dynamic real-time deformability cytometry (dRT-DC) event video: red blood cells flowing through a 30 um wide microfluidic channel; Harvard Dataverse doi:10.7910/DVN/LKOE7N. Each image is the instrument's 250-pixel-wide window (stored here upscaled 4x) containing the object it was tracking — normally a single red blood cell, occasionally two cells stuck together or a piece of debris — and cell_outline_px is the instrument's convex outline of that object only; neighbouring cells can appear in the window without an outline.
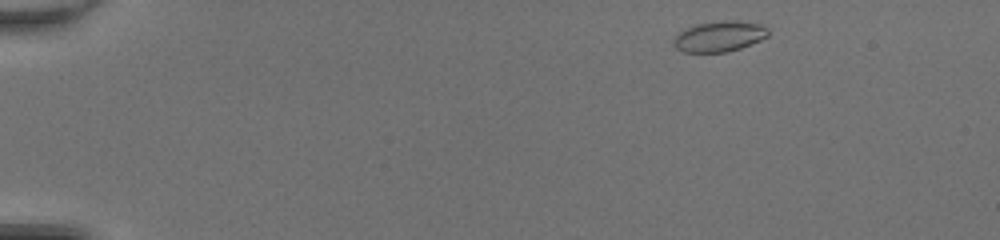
{"species": "common noctule bat (a hibernating species)", "species_latin": "Nyctalus noctula", "temperature_condition": "room temperature", "stored_images_in_passage": 43, "camera_frame_rate_fps": 3000, "um_per_image_px": 0.085, "animal": {"sex": "female", "body_mass_g": 20.0, "forearm_length_mm": 54.0}, "frame": {"image": 1, "passage_image": 1, "time_ms": 0.0, "image_size_px": [1000, 240], "cell_outline_px": [[768, 36], [760, 40], [740, 48], [728, 52], [684, 52], [676, 48], [672, 44], [672, 40], [680, 32], [696, 24], [720, 20], [740, 20], [760, 24], [768, 28]], "centroid_in_image_um": [61.15, 3.08], "position_along_channel_um": 23.9, "area_um2": 16.94}}
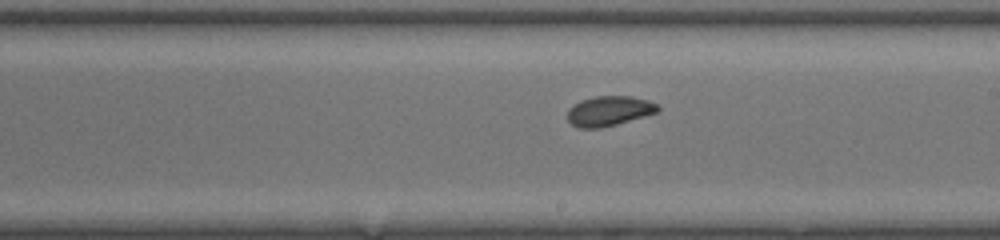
{"frame": {"image": 2, "passage_image": 24, "time_ms": 7.667, "image_size_px": [1000, 240], "cell_outline_px": [[660, 108], [656, 112], [616, 124], [600, 128], [576, 128], [568, 120], [568, 108], [580, 100], [596, 96], [632, 96], [648, 100], [656, 104]], "centroid_in_image_um": [51.73, 9.42], "position_along_channel_um": 237.3, "area_um2": 15.61}}
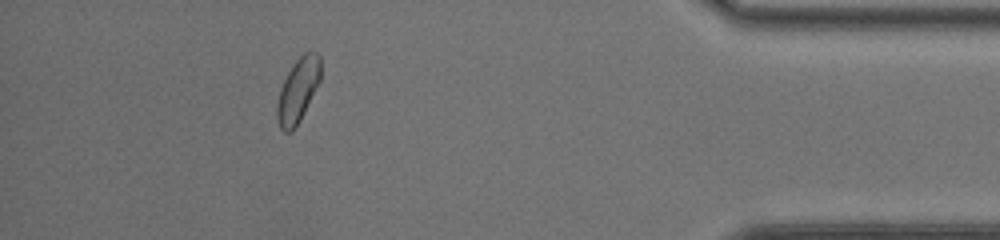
{"frame": {"image": 3, "passage_image": 39, "time_ms": 12.667, "image_size_px": [1000, 240], "cell_outline_px": [[320, 80], [300, 120], [292, 132], [284, 132], [280, 128], [276, 116], [276, 104], [280, 88], [288, 72], [296, 60], [308, 48], [312, 48], [320, 56]], "centroid_in_image_um": [25.32, 7.64], "position_along_channel_um": 409.9, "area_um2": 16.36}, "authors_computed_cell_mechanics": {"area_um2": 16.0684, "velocity_mm_per_s": 4.2903, "shape_relaxation_time_tau1_ms": 4.484, "shape_relaxation_time_tau2_ms": 1.0407, "deformation_change_tau1": 0.1195, "deformation_change_tau2": 0.0507}}